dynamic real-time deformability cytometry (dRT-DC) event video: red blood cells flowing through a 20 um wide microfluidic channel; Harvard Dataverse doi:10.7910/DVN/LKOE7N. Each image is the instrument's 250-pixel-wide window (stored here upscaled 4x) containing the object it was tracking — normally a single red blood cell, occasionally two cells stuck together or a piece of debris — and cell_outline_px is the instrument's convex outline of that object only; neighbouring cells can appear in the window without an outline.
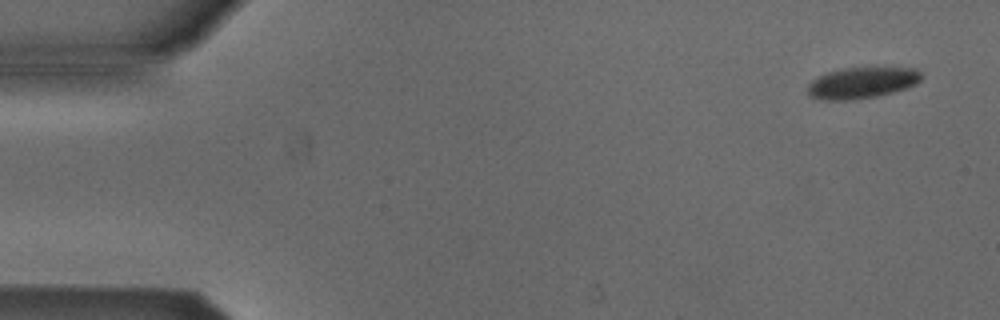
{"species": "Egyptian fruit bat (a non-hibernating species)", "species_latin": "Rousettus aegyptiacus", "temperature_condition": "cold", "stored_images_in_passage": 4, "camera_frame_rate_fps": 3000, "um_per_image_px": 0.085, "animal": {"sex": "male"}, "frame": {"image": 1, "passage_image": 1, "time_ms": 0.0, "image_size_px": [1000, 320], "cell_outline_px": [[920, 80], [916, 84], [892, 92], [876, 96], [844, 100], [824, 100], [808, 96], [808, 84], [816, 76], [840, 68], [916, 68], [920, 72]], "centroid_in_image_um": [73.21, 7.03], "position_along_channel_um": 11.8, "area_um2": 20.46}}
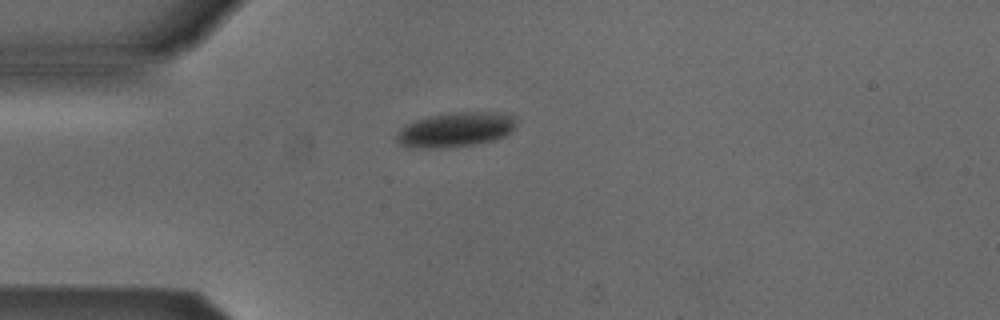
{"frame": {"image": 2, "passage_image": 4, "time_ms": 1.0, "image_size_px": [1000, 320], "cell_outline_px": [[516, 116], [512, 128], [504, 136], [496, 140], [472, 144], [444, 148], [408, 148], [400, 144], [396, 140], [396, 132], [404, 124], [428, 116], [448, 112], [496, 112]], "centroid_in_image_um": [38.64, 11.02], "position_along_channel_um": 46.4, "area_um2": 24.33}}